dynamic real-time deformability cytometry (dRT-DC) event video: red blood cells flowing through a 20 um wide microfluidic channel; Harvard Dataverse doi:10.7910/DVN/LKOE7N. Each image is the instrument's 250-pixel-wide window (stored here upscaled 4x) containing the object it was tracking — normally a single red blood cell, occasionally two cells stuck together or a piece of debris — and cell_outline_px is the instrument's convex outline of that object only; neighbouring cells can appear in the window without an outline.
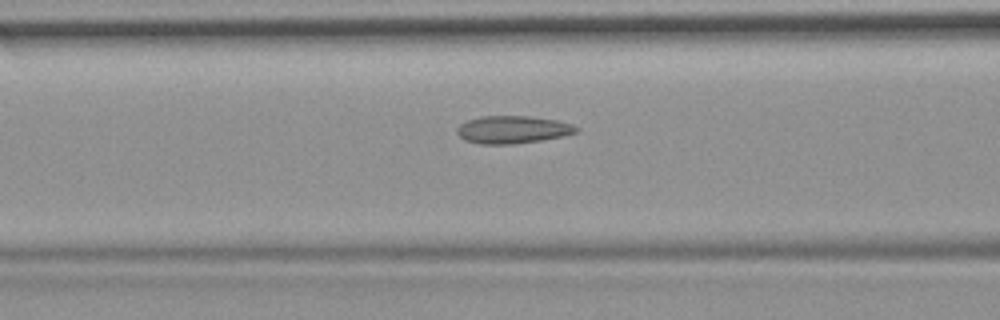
{"species": "common noctule bat (a hibernating species)", "species_latin": "Nyctalus noctula", "temperature_condition": "room temperature", "stored_images_in_passage": 31, "camera_frame_rate_fps": 3000, "um_per_image_px": 0.085, "animal": {"sex": "female", "body_mass_g": 19.9}, "frame": {"image": 1, "passage_image": 22, "time_ms": 7.0, "image_size_px": [1000, 320], "cell_outline_px": [[580, 128], [576, 132], [564, 136], [540, 140], [512, 144], [480, 144], [464, 140], [456, 132], [456, 128], [460, 124], [468, 120], [480, 116], [528, 116], [556, 120], [572, 124]], "centroid_in_image_um": [43.56, 11.01], "position_along_channel_um": 123.0, "area_um2": 19.19}}